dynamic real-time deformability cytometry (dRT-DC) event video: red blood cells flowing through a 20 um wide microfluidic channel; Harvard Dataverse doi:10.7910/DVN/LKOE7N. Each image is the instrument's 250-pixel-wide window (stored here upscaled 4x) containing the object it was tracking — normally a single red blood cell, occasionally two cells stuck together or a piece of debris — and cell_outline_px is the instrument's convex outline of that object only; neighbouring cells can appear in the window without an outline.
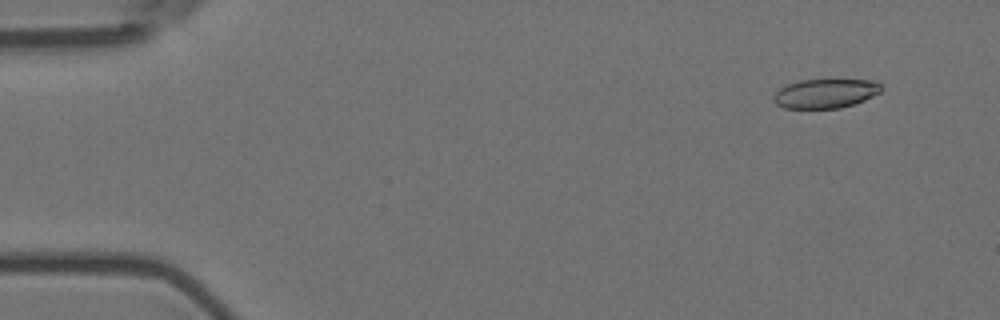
{"species": "Egyptian fruit bat (a non-hibernating species)", "species_latin": "Rousettus aegyptiacus", "temperature_condition": "room temperature", "stored_images_in_passage": 7, "camera_frame_rate_fps": 3000, "um_per_image_px": 0.085, "animal": {"sex": "female"}, "frame": {"image": 1, "passage_image": 2, "time_ms": 0.333, "image_size_px": [1000, 320], "cell_outline_px": [[884, 88], [880, 92], [864, 100], [840, 108], [784, 108], [776, 104], [772, 100], [772, 96], [780, 88], [788, 84], [800, 80], [876, 80]], "centroid_in_image_um": [70.15, 7.94], "position_along_channel_um": 14.8, "area_um2": 18.32}}
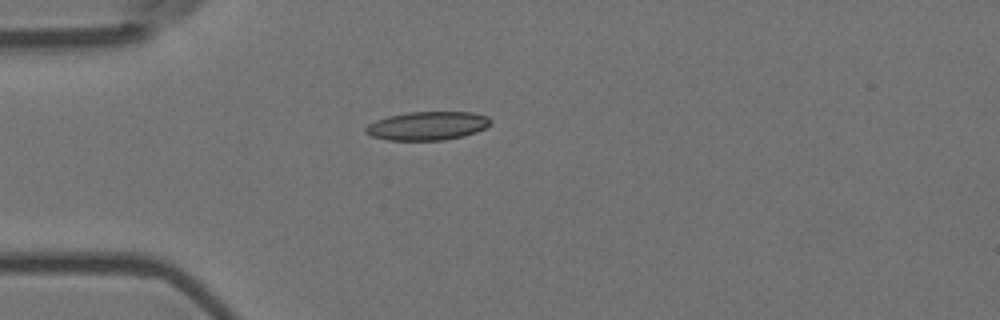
{"frame": {"image": 2, "passage_image": 5, "time_ms": 1.333, "image_size_px": [1000, 320], "cell_outline_px": [[492, 124], [476, 132], [464, 136], [444, 140], [388, 140], [372, 136], [364, 132], [364, 128], [368, 124], [376, 120], [388, 116], [408, 112], [472, 112], [488, 116], [492, 120]], "centroid_in_image_um": [36.34, 10.69], "position_along_channel_um": 48.7, "area_um2": 20.92}}
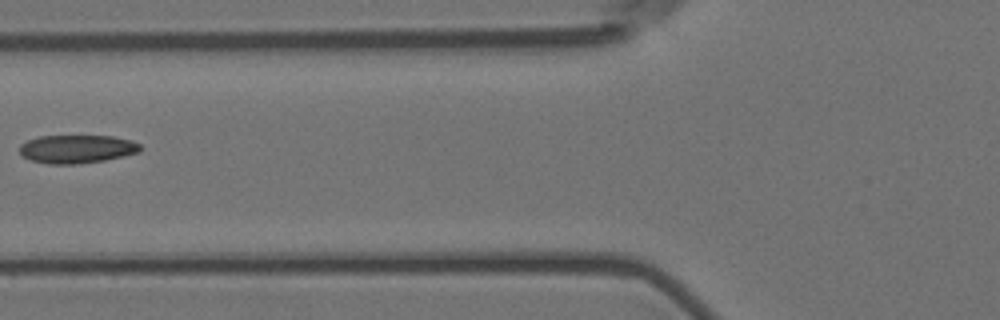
{"frame": {"image": 3, "passage_image": 7, "time_ms": 2.0, "image_size_px": [1000, 320], "cell_outline_px": [[144, 148], [140, 152], [124, 156], [104, 160], [80, 164], [48, 164], [32, 160], [24, 156], [20, 152], [20, 144], [28, 140], [40, 136], [112, 136], [132, 140], [140, 144]], "centroid_in_image_um": [6.59, 12.66], "position_along_channel_um": 119.2, "area_um2": 20.0}}